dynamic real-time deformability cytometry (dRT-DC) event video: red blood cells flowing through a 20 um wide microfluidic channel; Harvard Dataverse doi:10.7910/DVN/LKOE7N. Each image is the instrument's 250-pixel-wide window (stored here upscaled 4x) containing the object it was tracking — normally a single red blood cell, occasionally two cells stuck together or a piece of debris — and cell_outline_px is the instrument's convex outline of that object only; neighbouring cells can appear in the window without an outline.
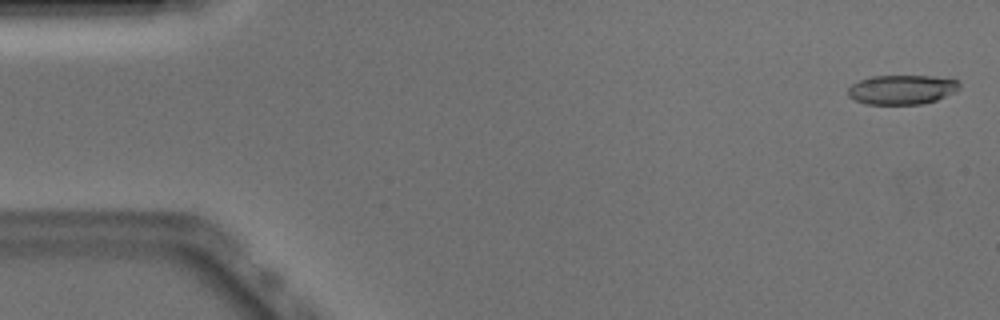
{"species": "Egyptian fruit bat (a non-hibernating species)", "species_latin": "Rousettus aegyptiacus", "temperature_condition": "warm", "stored_images_in_passage": 51, "camera_frame_rate_fps": 3000, "um_per_image_px": 0.085, "animal": {"sex": "male"}, "frame": {"image": 1, "passage_image": 2, "time_ms": 0.333, "image_size_px": [1000, 320], "cell_outline_px": [[960, 88], [956, 92], [936, 100], [924, 104], [864, 104], [848, 96], [848, 88], [852, 84], [860, 80], [872, 76], [932, 76], [956, 80], [960, 84]], "centroid_in_image_um": [76.67, 7.62], "position_along_channel_um": 8.3, "area_um2": 19.13}}
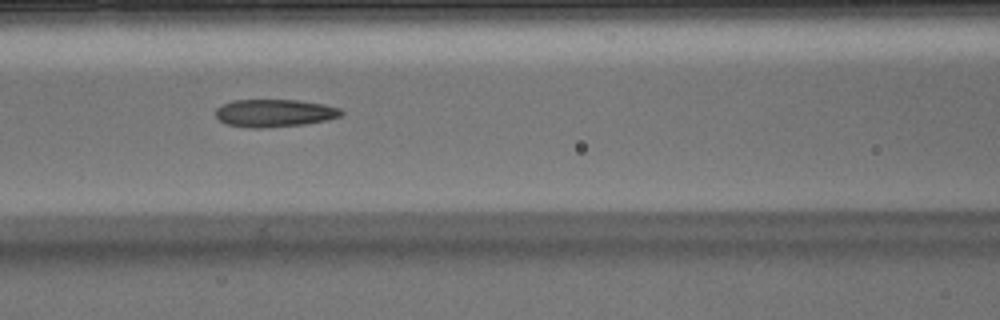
{"frame": {"image": 2, "passage_image": 22, "time_ms": 7.0, "image_size_px": [1000, 320], "cell_outline_px": [[344, 112], [340, 116], [328, 120], [304, 124], [260, 128], [252, 128], [228, 124], [220, 120], [216, 116], [216, 108], [232, 100], [296, 100], [324, 104], [340, 108]], "centroid_in_image_um": [23.35, 9.6], "position_along_channel_um": 143.2, "area_um2": 20.11}}
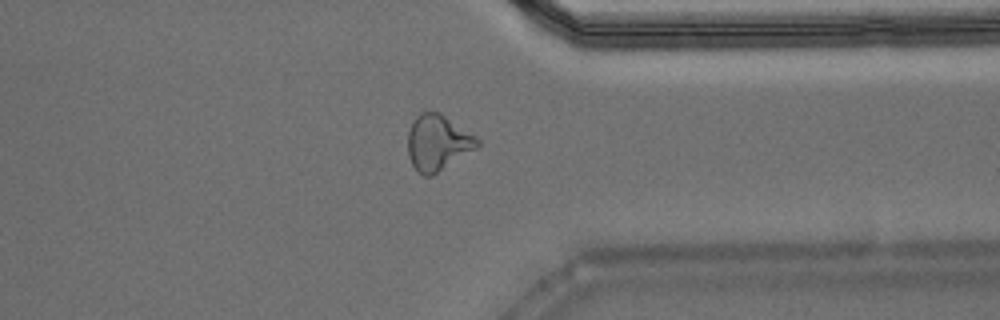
{"frame": {"image": 3, "passage_image": 40, "time_ms": 13.0, "image_size_px": [1000, 320], "cell_outline_px": [[480, 144], [476, 148], [432, 176], [424, 176], [412, 164], [408, 156], [408, 132], [412, 120], [420, 112], [440, 112], [476, 136], [480, 140]], "centroid_in_image_um": [37.2, 12.11], "position_along_channel_um": 374.2, "area_um2": 22.48}, "authors_computed_cell_mechanics": {"area_um2": 20.519, "velocity_mm_per_s": 3.9235, "shape_relaxation_time_tau1_ms": 9.1971, "shape_relaxation_time_tau2_ms": 2.3176, "deformation_change_tau1": 0.2606, "deformation_change_tau2": 0.1195}}